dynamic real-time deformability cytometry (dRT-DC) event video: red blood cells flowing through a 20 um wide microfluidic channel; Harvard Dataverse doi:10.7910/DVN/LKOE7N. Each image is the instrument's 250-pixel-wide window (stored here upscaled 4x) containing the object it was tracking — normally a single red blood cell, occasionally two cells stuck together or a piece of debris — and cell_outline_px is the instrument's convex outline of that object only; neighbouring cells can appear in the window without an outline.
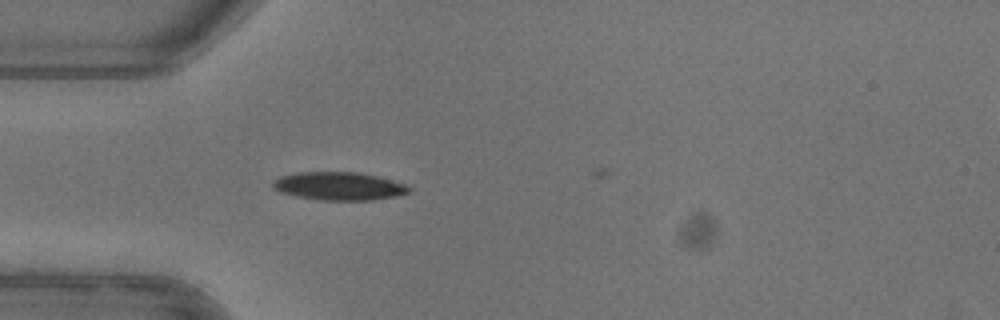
{"species": "common noctule bat (a hibernating species)", "species_latin": "Nyctalus noctula", "temperature_condition": "warm", "stored_images_in_passage": 2, "camera_frame_rate_fps": 3000, "um_per_image_px": 0.085, "animal": {"sex": "female"}, "frame": {"image": 1, "passage_image": 1, "time_ms": 0.0, "image_size_px": [1000, 320], "cell_outline_px": [[408, 192], [396, 196], [372, 200], [320, 200], [296, 196], [280, 192], [272, 188], [272, 184], [280, 176], [296, 172], [356, 172], [376, 176], [408, 184]], "centroid_in_image_um": [28.79, 15.82], "position_along_channel_um": 56.2, "area_um2": 22.2}}